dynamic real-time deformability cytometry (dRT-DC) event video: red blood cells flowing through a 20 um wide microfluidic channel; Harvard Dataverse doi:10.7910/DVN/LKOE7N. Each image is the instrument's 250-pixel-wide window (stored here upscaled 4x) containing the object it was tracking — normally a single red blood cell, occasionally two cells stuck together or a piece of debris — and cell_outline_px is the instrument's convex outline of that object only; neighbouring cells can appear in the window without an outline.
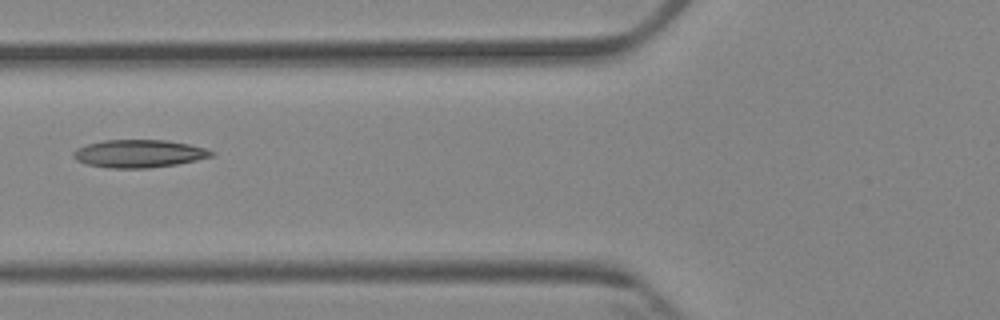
{"species": "Egyptian fruit bat (a non-hibernating species)", "species_latin": "Rousettus aegyptiacus", "temperature_condition": "cold", "stored_images_in_passage": 2, "camera_frame_rate_fps": 3000, "um_per_image_px": 0.085, "animal": {"sex": "female"}, "frame": {"image": 1, "passage_image": 2, "time_ms": 1.0, "image_size_px": [1000, 320], "cell_outline_px": [[216, 152], [212, 156], [196, 160], [176, 164], [148, 168], [108, 168], [84, 164], [76, 160], [72, 156], [72, 152], [76, 148], [88, 144], [104, 140], [164, 140], [188, 144], [204, 148]], "centroid_in_image_um": [11.76, 13.06], "position_along_channel_um": 114.0, "area_um2": 22.37}}